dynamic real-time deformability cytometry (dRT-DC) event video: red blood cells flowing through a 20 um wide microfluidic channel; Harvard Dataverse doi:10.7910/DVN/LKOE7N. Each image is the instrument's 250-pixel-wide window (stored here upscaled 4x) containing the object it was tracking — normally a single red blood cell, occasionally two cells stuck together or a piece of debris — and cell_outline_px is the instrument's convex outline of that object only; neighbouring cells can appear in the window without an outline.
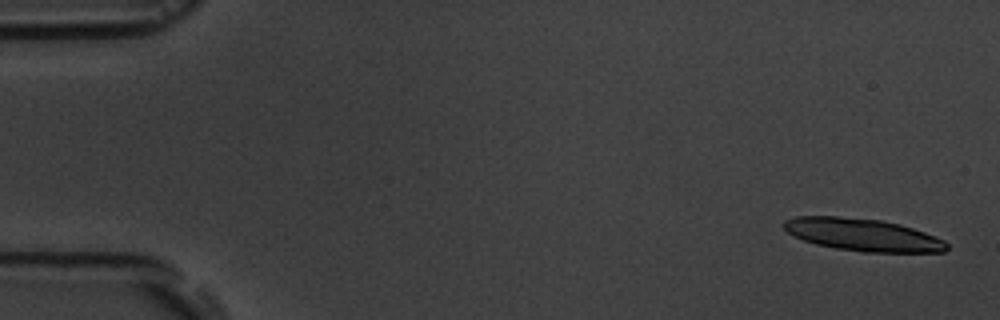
{"species": "common noctule bat (a hibernating species)", "species_latin": "Nyctalus noctula", "temperature_condition": "room temperature", "stored_images_in_passage": 5, "camera_frame_rate_fps": 3000, "um_per_image_px": 0.085, "animal": {"sex": "male", "body_mass_g": 19.5, "forearm_length_mm": 54.6}, "frame": {"image": 1, "passage_image": 1, "time_ms": 0.0, "image_size_px": [1000, 320], "cell_outline_px": [[948, 248], [944, 252], [860, 252], [836, 248], [816, 244], [792, 236], [784, 228], [784, 220], [796, 216], [840, 216], [880, 220], [900, 224], [924, 232], [944, 240], [948, 244]], "centroid_in_image_um": [73.32, 19.95], "position_along_channel_um": 11.7, "area_um2": 30.81}}
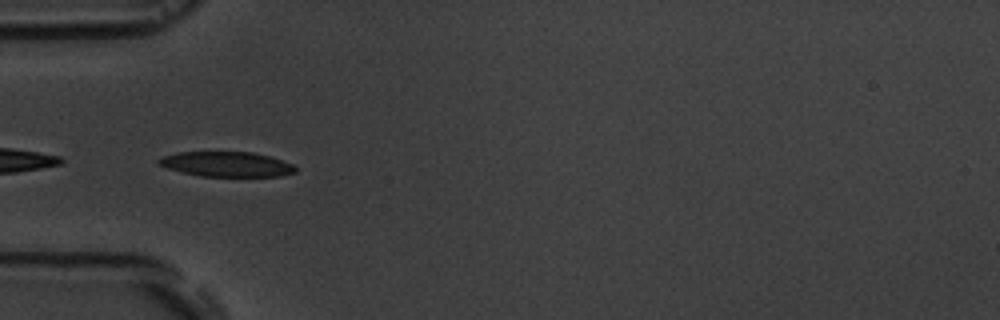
{"frame": {"image": 2, "passage_image": 5, "time_ms": 5.333, "image_size_px": [1000, 320], "cell_outline_px": [[296, 172], [280, 176], [200, 176], [168, 168], [160, 164], [156, 160], [164, 156], [176, 152], [252, 152], [268, 156], [292, 164], [296, 168]], "centroid_in_image_um": [19.26, 13.95], "position_along_channel_um": 65.7, "area_um2": 19.59}}